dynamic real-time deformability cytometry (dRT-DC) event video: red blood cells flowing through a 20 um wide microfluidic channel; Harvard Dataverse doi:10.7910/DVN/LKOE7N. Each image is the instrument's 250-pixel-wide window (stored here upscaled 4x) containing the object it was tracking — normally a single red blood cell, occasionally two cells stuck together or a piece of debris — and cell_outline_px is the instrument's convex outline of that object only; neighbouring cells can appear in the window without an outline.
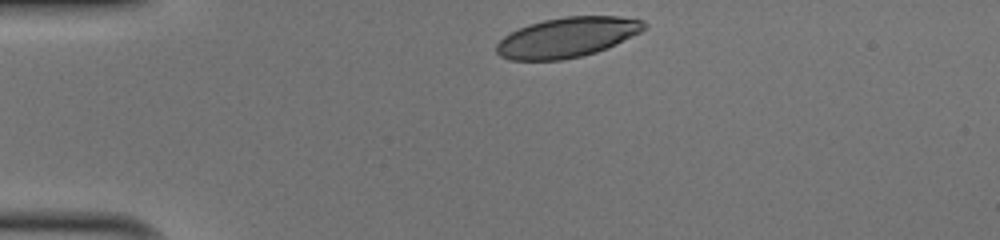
{"species": "human", "species_latin": "Homo sapiens", "temperature_condition": "cold", "stored_images_in_passage": 31, "camera_frame_rate_fps": 3000, "um_per_image_px": 0.085, "donor": {"sex": "male"}, "frame": {"image": 1, "passage_image": 1, "time_ms": 0.0, "image_size_px": [1000, 240], "cell_outline_px": [[648, 28], [616, 44], [596, 52], [580, 56], [560, 60], [512, 60], [500, 56], [496, 52], [496, 44], [504, 36], [528, 24], [544, 20], [564, 16], [620, 16], [644, 20], [648, 24]], "centroid_in_image_um": [48.24, 3.16], "position_along_channel_um": 36.8, "area_um2": 34.39}}
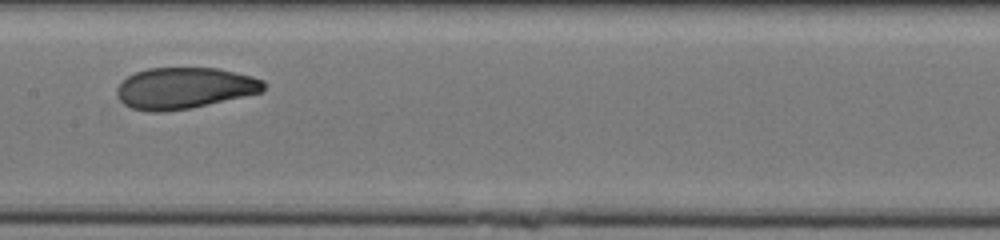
{"frame": {"image": 2, "passage_image": 16, "time_ms": 5.0, "image_size_px": [1000, 240], "cell_outline_px": [[264, 92], [188, 108], [164, 112], [148, 112], [132, 108], [124, 104], [116, 96], [116, 88], [128, 76], [136, 72], [148, 68], [216, 68], [252, 76], [264, 80]], "centroid_in_image_um": [15.65, 7.49], "position_along_channel_um": 191.7, "area_um2": 35.2}}
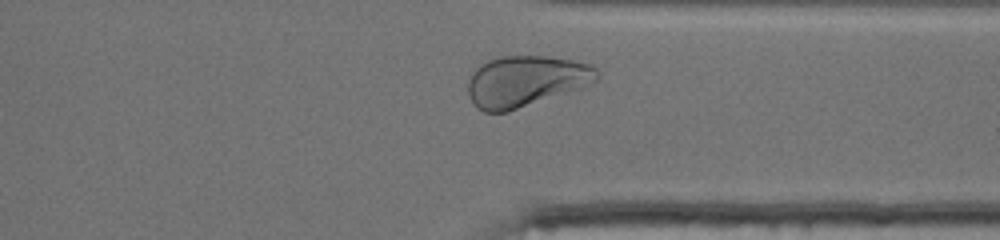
{"frame": {"image": 3, "passage_image": 29, "time_ms": 9.333, "image_size_px": [1000, 240], "cell_outline_px": [[600, 76], [596, 80], [584, 88], [508, 112], [484, 112], [476, 108], [472, 104], [468, 96], [468, 80], [472, 72], [480, 64], [488, 60], [500, 56], [548, 56], [572, 60], [588, 64], [596, 68], [600, 72]], "centroid_in_image_um": [44.68, 6.91], "position_along_channel_um": 366.7, "area_um2": 38.96}, "authors_computed_cell_mechanics": {"area_um2": 35.8938, "velocity_mm_per_s": 4.0322, "shape_relaxation_time_tau1_ms": 3.6946, "shape_relaxation_time_tau2_ms": 1.0278, "deformation_change_tau1": 0.1556, "deformation_change_tau2": 0.0524}}